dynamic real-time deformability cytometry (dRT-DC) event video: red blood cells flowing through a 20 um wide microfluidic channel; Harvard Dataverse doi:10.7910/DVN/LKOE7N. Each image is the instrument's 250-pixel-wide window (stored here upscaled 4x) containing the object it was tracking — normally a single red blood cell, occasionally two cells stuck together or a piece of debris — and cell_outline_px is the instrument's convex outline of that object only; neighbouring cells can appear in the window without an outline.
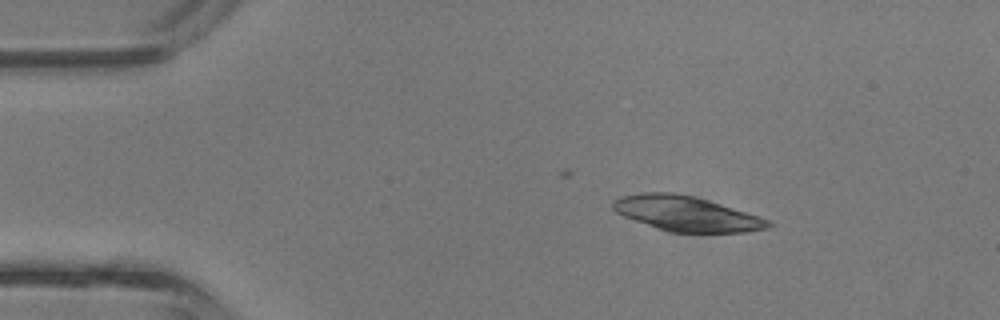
{"species": "common noctule bat (a hibernating species)", "species_latin": "Nyctalus noctula", "temperature_condition": "room temperature", "stored_images_in_passage": 4, "camera_frame_rate_fps": 3000, "um_per_image_px": 0.085, "animal": {"sex": "male", "body_mass_g": 13.3}, "frame": {"image": 1, "passage_image": 2, "time_ms": 0.333, "image_size_px": [1000, 320], "cell_outline_px": [[772, 224], [768, 228], [744, 232], [672, 232], [656, 228], [624, 216], [616, 212], [612, 208], [612, 200], [620, 196], [640, 192], [672, 192], [692, 196], [708, 200], [760, 216], [768, 220]], "centroid_in_image_um": [58.3, 18.15], "position_along_channel_um": 26.7, "area_um2": 31.5}}